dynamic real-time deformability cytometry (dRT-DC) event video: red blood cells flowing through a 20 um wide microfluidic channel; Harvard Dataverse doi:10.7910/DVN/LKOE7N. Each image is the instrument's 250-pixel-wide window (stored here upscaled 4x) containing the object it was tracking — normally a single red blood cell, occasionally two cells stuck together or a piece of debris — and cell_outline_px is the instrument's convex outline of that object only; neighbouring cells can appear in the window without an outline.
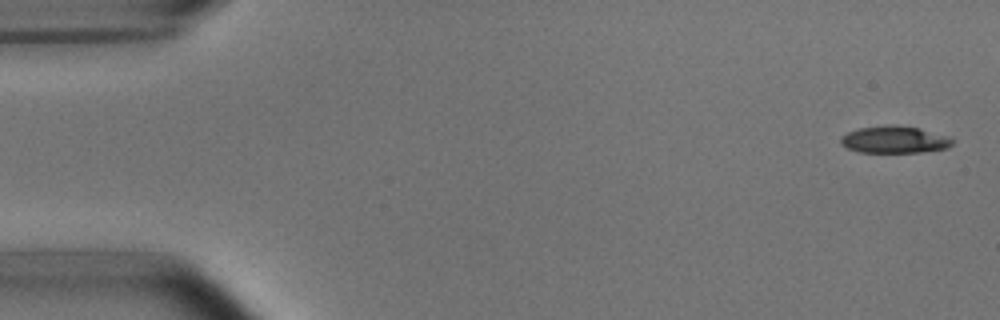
{"species": "common noctule bat (a hibernating species)", "species_latin": "Nyctalus noctula", "temperature_condition": "room temperature", "stored_images_in_passage": 6, "camera_frame_rate_fps": 3000, "um_per_image_px": 0.085, "animal": {"sex": "male", "body_mass_g": 15.6}, "frame": {"image": 1, "passage_image": 1, "time_ms": 0.0, "image_size_px": [1000, 320], "cell_outline_px": [[956, 140], [948, 148], [920, 152], [860, 152], [848, 148], [840, 144], [840, 136], [848, 132], [860, 128], [892, 124], [920, 128], [952, 136]], "centroid_in_image_um": [76.09, 11.86], "position_along_channel_um": 8.9, "area_um2": 17.86}}
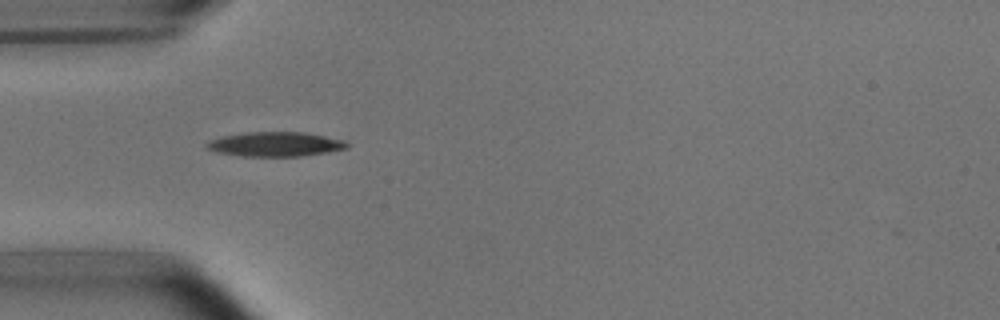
{"frame": {"image": 2, "passage_image": 5, "time_ms": 1.333, "image_size_px": [1000, 320], "cell_outline_px": [[348, 148], [328, 152], [300, 156], [240, 156], [216, 152], [208, 148], [204, 144], [208, 140], [224, 136], [244, 132], [304, 132], [344, 140], [348, 144]], "centroid_in_image_um": [23.38, 12.25], "position_along_channel_um": 61.6, "area_um2": 20.0}}